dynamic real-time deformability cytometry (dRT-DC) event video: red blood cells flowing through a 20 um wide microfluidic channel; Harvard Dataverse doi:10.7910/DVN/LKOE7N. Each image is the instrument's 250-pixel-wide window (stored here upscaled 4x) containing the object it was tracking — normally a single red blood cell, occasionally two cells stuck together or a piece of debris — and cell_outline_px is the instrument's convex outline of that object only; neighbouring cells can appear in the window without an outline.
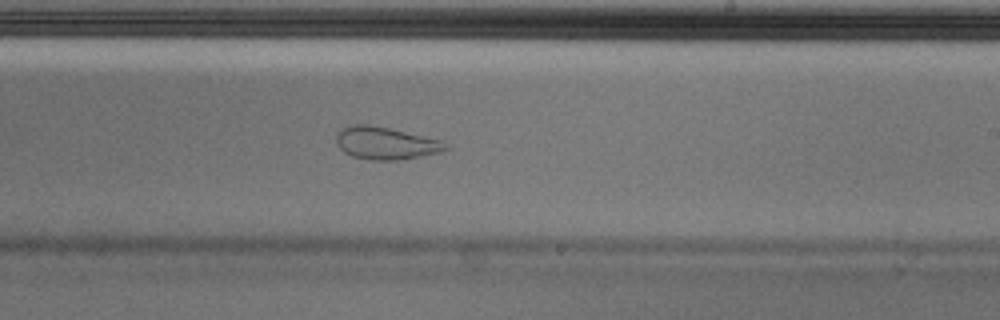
{"species": "Egyptian fruit bat (a non-hibernating species)", "species_latin": "Rousettus aegyptiacus", "temperature_condition": "cold", "stored_images_in_passage": 41, "camera_frame_rate_fps": 3000, "um_per_image_px": 0.085, "animal": {"sex": "male"}, "frame": {"image": 1, "passage_image": 19, "time_ms": 6.0, "image_size_px": [1000, 320], "cell_outline_px": [[448, 148], [440, 152], [400, 160], [372, 160], [352, 156], [344, 152], [336, 144], [336, 136], [348, 124], [368, 124], [388, 128], [440, 140]], "centroid_in_image_um": [32.73, 12.17], "position_along_channel_um": 256.3, "area_um2": 20.35}}
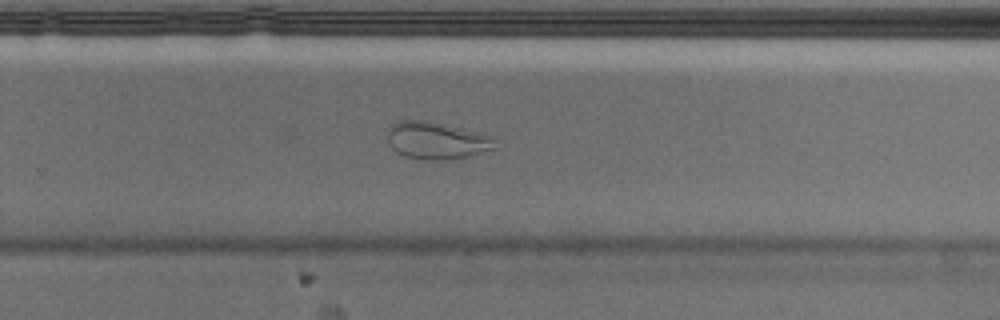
{"frame": {"image": 2, "passage_image": 22, "time_ms": 7.0, "image_size_px": [1000, 320], "cell_outline_px": [[496, 148], [468, 156], [436, 160], [404, 156], [396, 152], [388, 144], [388, 128], [392, 124], [400, 120], [432, 120], [496, 136]], "centroid_in_image_um": [37.14, 11.9], "position_along_channel_um": 292.7, "area_um2": 23.64}}
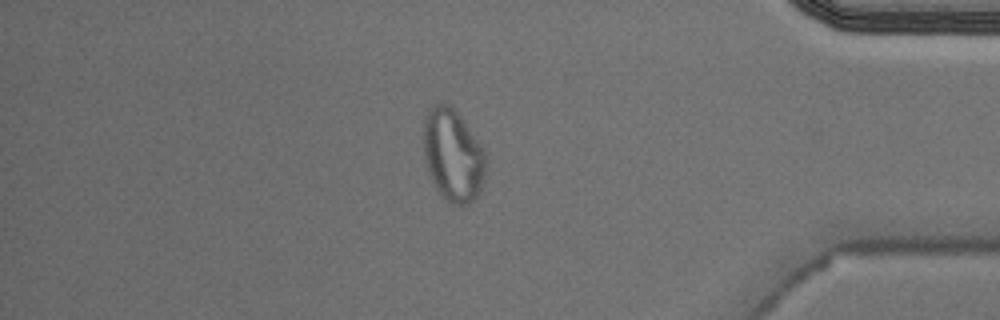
{"frame": {"image": 3, "passage_image": 33, "time_ms": 10.667, "image_size_px": [1000, 320], "cell_outline_px": [[488, 160], [480, 192], [468, 204], [452, 204], [444, 200], [436, 188], [428, 172], [424, 156], [424, 116], [428, 108], [436, 104], [448, 104], [460, 116], [480, 144]], "centroid_in_image_um": [38.49, 13.21], "position_along_channel_um": 396.7, "area_um2": 33.47}}